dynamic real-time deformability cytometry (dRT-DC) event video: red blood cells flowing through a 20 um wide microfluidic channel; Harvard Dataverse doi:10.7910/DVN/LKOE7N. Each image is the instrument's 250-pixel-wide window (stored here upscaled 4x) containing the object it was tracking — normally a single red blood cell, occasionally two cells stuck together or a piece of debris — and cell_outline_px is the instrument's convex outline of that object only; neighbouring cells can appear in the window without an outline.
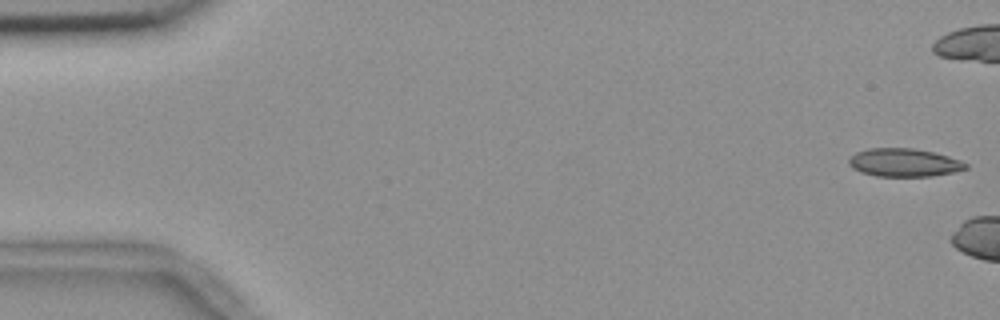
{"species": "common noctule bat (a hibernating species)", "species_latin": "Nyctalus noctula", "temperature_condition": "room temperature", "stored_images_in_passage": 5, "camera_frame_rate_fps": 3000, "um_per_image_px": 0.085, "animal": {"sex": "female", "body_mass_g": 18.4}, "frame": {"image": 1, "passage_image": 1, "time_ms": 0.0, "image_size_px": [1000, 320], "cell_outline_px": [[968, 168], [952, 172], [932, 176], [876, 176], [860, 172], [852, 168], [848, 164], [848, 160], [856, 152], [868, 148], [912, 148], [932, 152], [948, 156], [960, 160], [968, 164]], "centroid_in_image_um": [76.82, 13.82], "position_along_channel_um": 8.2, "area_um2": 19.13}}